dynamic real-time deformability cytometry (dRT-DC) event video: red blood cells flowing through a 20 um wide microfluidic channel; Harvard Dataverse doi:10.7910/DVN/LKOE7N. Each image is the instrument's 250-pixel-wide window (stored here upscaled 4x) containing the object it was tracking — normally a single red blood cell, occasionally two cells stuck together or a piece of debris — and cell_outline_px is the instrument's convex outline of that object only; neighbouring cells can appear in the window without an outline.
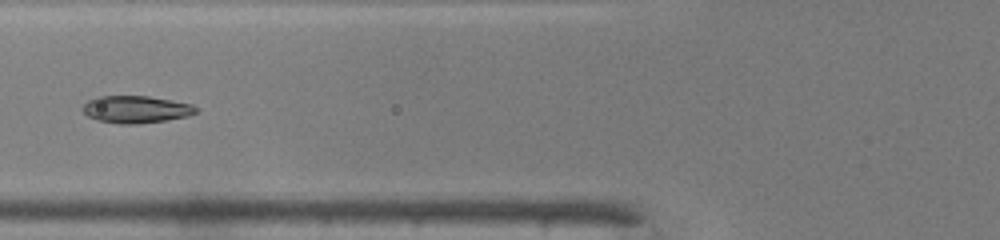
{"species": "common noctule bat (a hibernating species)", "species_latin": "Nyctalus noctula", "temperature_condition": "warm", "stored_images_in_passage": 34, "camera_frame_rate_fps": 3000, "um_per_image_px": 0.085, "animal": {"sex": "male", "body_mass_g": 19.0, "forearm_length_mm": 50.8}, "frame": {"image": 1, "passage_image": 5, "time_ms": 1.333, "image_size_px": [1000, 240], "cell_outline_px": [[200, 108], [196, 112], [188, 116], [168, 120], [140, 124], [120, 124], [100, 120], [88, 116], [80, 108], [88, 100], [96, 96], [148, 96], [192, 104]], "centroid_in_image_um": [11.57, 9.29], "position_along_channel_um": 114.2, "area_um2": 18.09}}
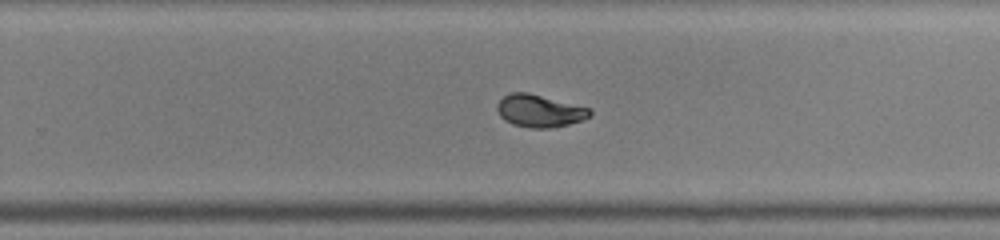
{"frame": {"image": 2, "passage_image": 17, "time_ms": 5.333, "image_size_px": [1000, 240], "cell_outline_px": [[592, 116], [568, 124], [548, 128], [528, 128], [512, 124], [504, 120], [500, 116], [496, 108], [496, 104], [508, 92], [528, 92], [592, 108]], "centroid_in_image_um": [45.85, 9.41], "position_along_channel_um": 283.9, "area_um2": 17.74}}
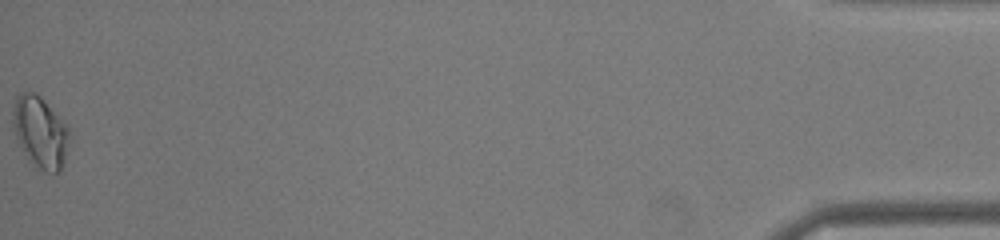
{"frame": {"image": 3, "passage_image": 34, "time_ms": 11.0, "image_size_px": [1000, 240], "cell_outline_px": [[72, 136], [60, 172], [48, 172], [40, 168], [28, 160], [16, 140], [12, 124], [12, 112], [16, 96], [20, 92], [32, 92], [40, 96], [68, 124]], "centroid_in_image_um": [3.44, 11.21], "position_along_channel_um": 431.8, "area_um2": 23.99}, "authors_computed_cell_mechanics": {"area_um2": 17.6868, "velocity_mm_per_s": 4.2445, "shape_relaxation_time_tau1_ms": 7.1271, "shape_relaxation_time_tau2_ms": 0.967, "deformation_change_tau1": 0.2607, "deformation_change_tau2": 0.0376}}